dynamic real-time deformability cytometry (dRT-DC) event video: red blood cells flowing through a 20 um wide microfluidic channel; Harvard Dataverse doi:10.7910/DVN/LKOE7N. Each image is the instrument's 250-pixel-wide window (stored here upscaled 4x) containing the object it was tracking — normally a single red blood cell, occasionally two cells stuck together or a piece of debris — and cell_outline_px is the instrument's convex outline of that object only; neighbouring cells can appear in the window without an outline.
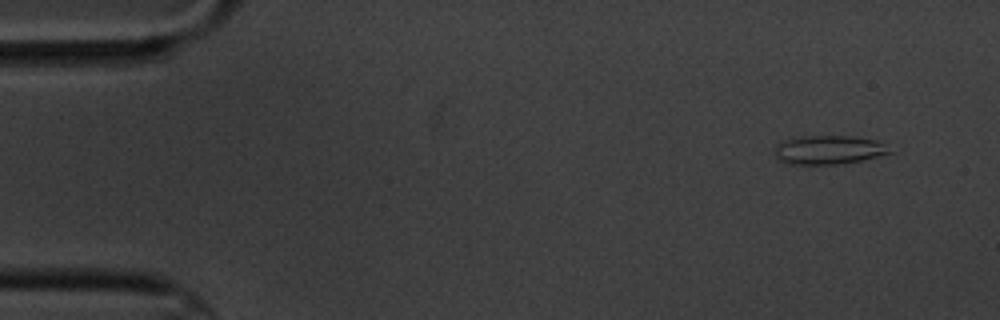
{"species": "common noctule bat (a hibernating species)", "species_latin": "Nyctalus noctula", "temperature_condition": "cold", "stored_images_in_passage": 6, "camera_frame_rate_fps": 3000, "um_per_image_px": 0.085, "animal": {"sex": "male", "body_mass_g": 20.1, "forearm_length_mm": 53.5}, "frame": {"image": 1, "passage_image": 1, "time_ms": 0.0, "image_size_px": [1000, 320], "cell_outline_px": [[896, 152], [864, 160], [840, 164], [788, 164], [776, 160], [772, 148], [776, 144], [784, 140], [800, 136], [852, 136], [876, 140], [884, 144]], "centroid_in_image_um": [70.41, 12.74], "position_along_channel_um": 14.6, "area_um2": 19.83}}
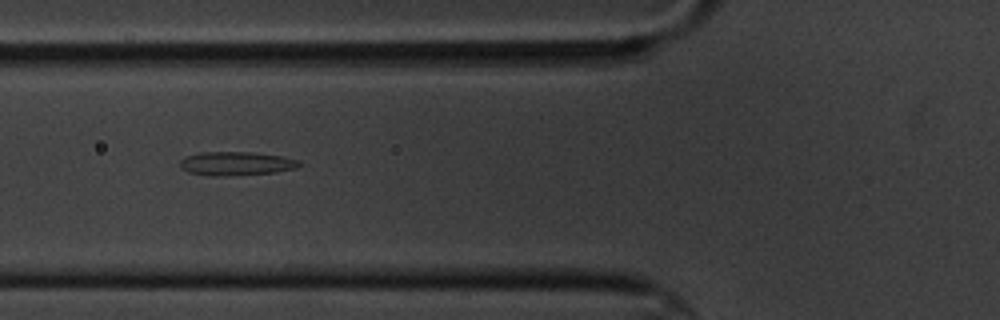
{"frame": {"image": 2, "passage_image": 5, "time_ms": 5.667, "image_size_px": [1000, 320], "cell_outline_px": [[304, 164], [296, 168], [276, 172], [232, 176], [204, 176], [188, 172], [180, 168], [180, 160], [184, 156], [200, 152], [252, 152], [280, 156], [300, 160]], "centroid_in_image_um": [20.05, 13.91], "position_along_channel_um": 105.7, "area_um2": 16.88}}
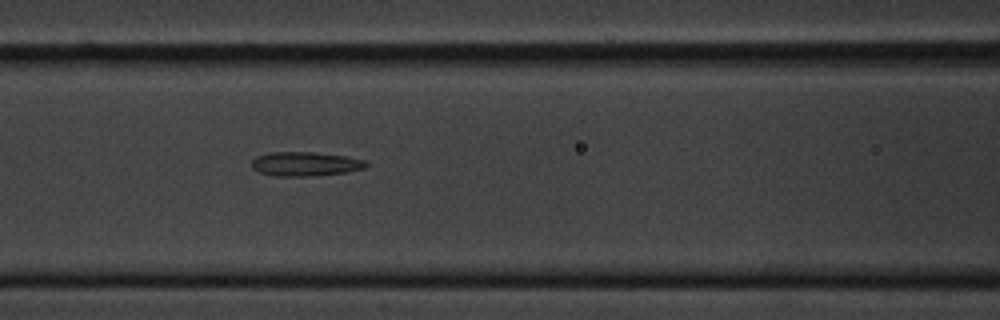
{"frame": {"image": 3, "passage_image": 6, "time_ms": 6.667, "image_size_px": [1000, 320], "cell_outline_px": [[368, 164], [364, 168], [344, 172], [308, 176], [272, 176], [260, 172], [252, 168], [252, 160], [256, 156], [272, 152], [316, 152], [348, 156], [364, 160]], "centroid_in_image_um": [25.93, 13.92], "position_along_channel_um": 140.7, "area_um2": 16.07}}